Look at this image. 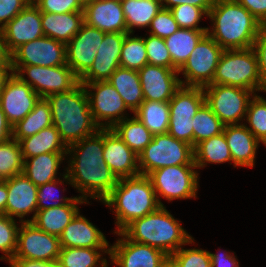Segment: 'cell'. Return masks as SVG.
Here are the masks:
<instances>
[{"instance_id":"1","label":"cell","mask_w":266,"mask_h":267,"mask_svg":"<svg viewBox=\"0 0 266 267\" xmlns=\"http://www.w3.org/2000/svg\"><path fill=\"white\" fill-rule=\"evenodd\" d=\"M103 150L104 129H99L67 149L68 167L64 171L71 185L81 194L79 197L89 204L90 198L102 202L119 181L106 164Z\"/></svg>"},{"instance_id":"2","label":"cell","mask_w":266,"mask_h":267,"mask_svg":"<svg viewBox=\"0 0 266 267\" xmlns=\"http://www.w3.org/2000/svg\"><path fill=\"white\" fill-rule=\"evenodd\" d=\"M208 18L212 27L207 34L223 50L251 48L264 27L236 0H215Z\"/></svg>"},{"instance_id":"3","label":"cell","mask_w":266,"mask_h":267,"mask_svg":"<svg viewBox=\"0 0 266 267\" xmlns=\"http://www.w3.org/2000/svg\"><path fill=\"white\" fill-rule=\"evenodd\" d=\"M46 100L51 107L53 126L67 147L100 129L93 120L89 98L82 83L67 92L49 95Z\"/></svg>"},{"instance_id":"4","label":"cell","mask_w":266,"mask_h":267,"mask_svg":"<svg viewBox=\"0 0 266 267\" xmlns=\"http://www.w3.org/2000/svg\"><path fill=\"white\" fill-rule=\"evenodd\" d=\"M180 222L165 206H160L155 212L133 220L121 232L131 241L147 244L171 256L182 246L195 243Z\"/></svg>"},{"instance_id":"5","label":"cell","mask_w":266,"mask_h":267,"mask_svg":"<svg viewBox=\"0 0 266 267\" xmlns=\"http://www.w3.org/2000/svg\"><path fill=\"white\" fill-rule=\"evenodd\" d=\"M102 203L114 210L117 227L114 233L121 232L133 220L160 207L152 182L146 175L120 178Z\"/></svg>"},{"instance_id":"6","label":"cell","mask_w":266,"mask_h":267,"mask_svg":"<svg viewBox=\"0 0 266 267\" xmlns=\"http://www.w3.org/2000/svg\"><path fill=\"white\" fill-rule=\"evenodd\" d=\"M213 84L240 87L255 93L265 85L262 82L254 50H224L213 77Z\"/></svg>"},{"instance_id":"7","label":"cell","mask_w":266,"mask_h":267,"mask_svg":"<svg viewBox=\"0 0 266 267\" xmlns=\"http://www.w3.org/2000/svg\"><path fill=\"white\" fill-rule=\"evenodd\" d=\"M195 165L194 147L169 133L153 135L152 141L138 155L140 175L167 166Z\"/></svg>"},{"instance_id":"8","label":"cell","mask_w":266,"mask_h":267,"mask_svg":"<svg viewBox=\"0 0 266 267\" xmlns=\"http://www.w3.org/2000/svg\"><path fill=\"white\" fill-rule=\"evenodd\" d=\"M196 168V165L167 166L148 175L160 206H165L160 197L169 202L174 199L197 198L199 173Z\"/></svg>"},{"instance_id":"9","label":"cell","mask_w":266,"mask_h":267,"mask_svg":"<svg viewBox=\"0 0 266 267\" xmlns=\"http://www.w3.org/2000/svg\"><path fill=\"white\" fill-rule=\"evenodd\" d=\"M203 90L205 103L225 126L243 124L249 102L256 94L240 87L218 84H209Z\"/></svg>"},{"instance_id":"10","label":"cell","mask_w":266,"mask_h":267,"mask_svg":"<svg viewBox=\"0 0 266 267\" xmlns=\"http://www.w3.org/2000/svg\"><path fill=\"white\" fill-rule=\"evenodd\" d=\"M9 68L10 72L31 86L41 98L67 92L79 83V78L67 64L53 67L28 65L9 66Z\"/></svg>"},{"instance_id":"11","label":"cell","mask_w":266,"mask_h":267,"mask_svg":"<svg viewBox=\"0 0 266 267\" xmlns=\"http://www.w3.org/2000/svg\"><path fill=\"white\" fill-rule=\"evenodd\" d=\"M82 84L89 98L93 120L100 129H112L117 123L129 117L127 116L129 109L110 83L97 81Z\"/></svg>"},{"instance_id":"12","label":"cell","mask_w":266,"mask_h":267,"mask_svg":"<svg viewBox=\"0 0 266 267\" xmlns=\"http://www.w3.org/2000/svg\"><path fill=\"white\" fill-rule=\"evenodd\" d=\"M223 49L206 34L191 52L186 63L178 70L183 86L205 87L213 84V77Z\"/></svg>"},{"instance_id":"13","label":"cell","mask_w":266,"mask_h":267,"mask_svg":"<svg viewBox=\"0 0 266 267\" xmlns=\"http://www.w3.org/2000/svg\"><path fill=\"white\" fill-rule=\"evenodd\" d=\"M61 250L59 237L38 229L32 222H21L13 259L57 261Z\"/></svg>"},{"instance_id":"14","label":"cell","mask_w":266,"mask_h":267,"mask_svg":"<svg viewBox=\"0 0 266 267\" xmlns=\"http://www.w3.org/2000/svg\"><path fill=\"white\" fill-rule=\"evenodd\" d=\"M43 66L66 65V44L43 36L24 43L9 55V66Z\"/></svg>"},{"instance_id":"15","label":"cell","mask_w":266,"mask_h":267,"mask_svg":"<svg viewBox=\"0 0 266 267\" xmlns=\"http://www.w3.org/2000/svg\"><path fill=\"white\" fill-rule=\"evenodd\" d=\"M41 97L13 72H9L0 88V107L14 126L33 109Z\"/></svg>"},{"instance_id":"16","label":"cell","mask_w":266,"mask_h":267,"mask_svg":"<svg viewBox=\"0 0 266 267\" xmlns=\"http://www.w3.org/2000/svg\"><path fill=\"white\" fill-rule=\"evenodd\" d=\"M104 34L83 23L78 33L66 44V64L79 79L92 66Z\"/></svg>"},{"instance_id":"17","label":"cell","mask_w":266,"mask_h":267,"mask_svg":"<svg viewBox=\"0 0 266 267\" xmlns=\"http://www.w3.org/2000/svg\"><path fill=\"white\" fill-rule=\"evenodd\" d=\"M114 234L120 238L110 246V264L118 267H159L168 256L155 247L129 240L122 232Z\"/></svg>"},{"instance_id":"18","label":"cell","mask_w":266,"mask_h":267,"mask_svg":"<svg viewBox=\"0 0 266 267\" xmlns=\"http://www.w3.org/2000/svg\"><path fill=\"white\" fill-rule=\"evenodd\" d=\"M2 33L4 46L9 55L20 45L45 36L40 9L31 1L2 28Z\"/></svg>"},{"instance_id":"19","label":"cell","mask_w":266,"mask_h":267,"mask_svg":"<svg viewBox=\"0 0 266 267\" xmlns=\"http://www.w3.org/2000/svg\"><path fill=\"white\" fill-rule=\"evenodd\" d=\"M7 189L8 195L4 214L11 218L18 217L19 223L31 222L38 210V187L24 173H20L7 179ZM30 213L33 216L26 220L24 217L29 216Z\"/></svg>"},{"instance_id":"20","label":"cell","mask_w":266,"mask_h":267,"mask_svg":"<svg viewBox=\"0 0 266 267\" xmlns=\"http://www.w3.org/2000/svg\"><path fill=\"white\" fill-rule=\"evenodd\" d=\"M128 33H105L90 69L79 79L80 83L107 81L120 66L123 41Z\"/></svg>"},{"instance_id":"21","label":"cell","mask_w":266,"mask_h":267,"mask_svg":"<svg viewBox=\"0 0 266 267\" xmlns=\"http://www.w3.org/2000/svg\"><path fill=\"white\" fill-rule=\"evenodd\" d=\"M138 73L145 100L169 102L181 86L175 69L146 64Z\"/></svg>"},{"instance_id":"22","label":"cell","mask_w":266,"mask_h":267,"mask_svg":"<svg viewBox=\"0 0 266 267\" xmlns=\"http://www.w3.org/2000/svg\"><path fill=\"white\" fill-rule=\"evenodd\" d=\"M103 157L118 179L140 175L138 155L113 129H104Z\"/></svg>"},{"instance_id":"23","label":"cell","mask_w":266,"mask_h":267,"mask_svg":"<svg viewBox=\"0 0 266 267\" xmlns=\"http://www.w3.org/2000/svg\"><path fill=\"white\" fill-rule=\"evenodd\" d=\"M84 23L104 33H127L122 4L117 0L84 2Z\"/></svg>"},{"instance_id":"24","label":"cell","mask_w":266,"mask_h":267,"mask_svg":"<svg viewBox=\"0 0 266 267\" xmlns=\"http://www.w3.org/2000/svg\"><path fill=\"white\" fill-rule=\"evenodd\" d=\"M61 248H110L105 235L80 211L59 236Z\"/></svg>"},{"instance_id":"25","label":"cell","mask_w":266,"mask_h":267,"mask_svg":"<svg viewBox=\"0 0 266 267\" xmlns=\"http://www.w3.org/2000/svg\"><path fill=\"white\" fill-rule=\"evenodd\" d=\"M223 133L230 149L234 168L254 167L256 153L260 142L246 127V125H227Z\"/></svg>"},{"instance_id":"26","label":"cell","mask_w":266,"mask_h":267,"mask_svg":"<svg viewBox=\"0 0 266 267\" xmlns=\"http://www.w3.org/2000/svg\"><path fill=\"white\" fill-rule=\"evenodd\" d=\"M78 204H88V202L79 196H74V198L65 205L37 210L36 216L31 222L38 229L59 237L65 227L79 212Z\"/></svg>"},{"instance_id":"27","label":"cell","mask_w":266,"mask_h":267,"mask_svg":"<svg viewBox=\"0 0 266 267\" xmlns=\"http://www.w3.org/2000/svg\"><path fill=\"white\" fill-rule=\"evenodd\" d=\"M84 23V11L68 13L41 12L44 35L67 44Z\"/></svg>"},{"instance_id":"28","label":"cell","mask_w":266,"mask_h":267,"mask_svg":"<svg viewBox=\"0 0 266 267\" xmlns=\"http://www.w3.org/2000/svg\"><path fill=\"white\" fill-rule=\"evenodd\" d=\"M66 153H45L24 160L23 173L37 187L59 179L57 175Z\"/></svg>"},{"instance_id":"29","label":"cell","mask_w":266,"mask_h":267,"mask_svg":"<svg viewBox=\"0 0 266 267\" xmlns=\"http://www.w3.org/2000/svg\"><path fill=\"white\" fill-rule=\"evenodd\" d=\"M107 82L120 94L133 114L145 100L138 71L119 66Z\"/></svg>"},{"instance_id":"30","label":"cell","mask_w":266,"mask_h":267,"mask_svg":"<svg viewBox=\"0 0 266 267\" xmlns=\"http://www.w3.org/2000/svg\"><path fill=\"white\" fill-rule=\"evenodd\" d=\"M23 160L45 153H67L58 130L51 125L19 141Z\"/></svg>"},{"instance_id":"31","label":"cell","mask_w":266,"mask_h":267,"mask_svg":"<svg viewBox=\"0 0 266 267\" xmlns=\"http://www.w3.org/2000/svg\"><path fill=\"white\" fill-rule=\"evenodd\" d=\"M206 34L207 30L180 28L171 36L164 38L171 55L172 69L179 70L186 63L191 52Z\"/></svg>"},{"instance_id":"32","label":"cell","mask_w":266,"mask_h":267,"mask_svg":"<svg viewBox=\"0 0 266 267\" xmlns=\"http://www.w3.org/2000/svg\"><path fill=\"white\" fill-rule=\"evenodd\" d=\"M51 125L53 122L50 104L46 98H40L34 109L12 126V138L19 142Z\"/></svg>"},{"instance_id":"33","label":"cell","mask_w":266,"mask_h":267,"mask_svg":"<svg viewBox=\"0 0 266 267\" xmlns=\"http://www.w3.org/2000/svg\"><path fill=\"white\" fill-rule=\"evenodd\" d=\"M127 33L134 34V28H149L151 21L162 8L160 0L121 1Z\"/></svg>"},{"instance_id":"34","label":"cell","mask_w":266,"mask_h":267,"mask_svg":"<svg viewBox=\"0 0 266 267\" xmlns=\"http://www.w3.org/2000/svg\"><path fill=\"white\" fill-rule=\"evenodd\" d=\"M226 162H230L231 165L233 160L223 132L199 142L194 147V163L197 169L207 167L205 165L208 163L222 164Z\"/></svg>"},{"instance_id":"35","label":"cell","mask_w":266,"mask_h":267,"mask_svg":"<svg viewBox=\"0 0 266 267\" xmlns=\"http://www.w3.org/2000/svg\"><path fill=\"white\" fill-rule=\"evenodd\" d=\"M204 103L203 87L181 85L169 101L170 118H193Z\"/></svg>"},{"instance_id":"36","label":"cell","mask_w":266,"mask_h":267,"mask_svg":"<svg viewBox=\"0 0 266 267\" xmlns=\"http://www.w3.org/2000/svg\"><path fill=\"white\" fill-rule=\"evenodd\" d=\"M105 253L110 248H61L57 261L59 267H108Z\"/></svg>"},{"instance_id":"37","label":"cell","mask_w":266,"mask_h":267,"mask_svg":"<svg viewBox=\"0 0 266 267\" xmlns=\"http://www.w3.org/2000/svg\"><path fill=\"white\" fill-rule=\"evenodd\" d=\"M133 115L153 135L168 133L170 123L169 102L144 100Z\"/></svg>"},{"instance_id":"38","label":"cell","mask_w":266,"mask_h":267,"mask_svg":"<svg viewBox=\"0 0 266 267\" xmlns=\"http://www.w3.org/2000/svg\"><path fill=\"white\" fill-rule=\"evenodd\" d=\"M112 129L137 155H139L153 139V134L135 115L120 121Z\"/></svg>"},{"instance_id":"39","label":"cell","mask_w":266,"mask_h":267,"mask_svg":"<svg viewBox=\"0 0 266 267\" xmlns=\"http://www.w3.org/2000/svg\"><path fill=\"white\" fill-rule=\"evenodd\" d=\"M193 147L199 142L223 132L225 125L204 103L193 116Z\"/></svg>"},{"instance_id":"40","label":"cell","mask_w":266,"mask_h":267,"mask_svg":"<svg viewBox=\"0 0 266 267\" xmlns=\"http://www.w3.org/2000/svg\"><path fill=\"white\" fill-rule=\"evenodd\" d=\"M128 33L123 41L120 66L130 70L139 71L148 64L144 37L132 36Z\"/></svg>"},{"instance_id":"41","label":"cell","mask_w":266,"mask_h":267,"mask_svg":"<svg viewBox=\"0 0 266 267\" xmlns=\"http://www.w3.org/2000/svg\"><path fill=\"white\" fill-rule=\"evenodd\" d=\"M24 160L20 144L15 139L0 143V180L23 173Z\"/></svg>"},{"instance_id":"42","label":"cell","mask_w":266,"mask_h":267,"mask_svg":"<svg viewBox=\"0 0 266 267\" xmlns=\"http://www.w3.org/2000/svg\"><path fill=\"white\" fill-rule=\"evenodd\" d=\"M244 124L266 146V101L265 98L255 94L250 100Z\"/></svg>"},{"instance_id":"43","label":"cell","mask_w":266,"mask_h":267,"mask_svg":"<svg viewBox=\"0 0 266 267\" xmlns=\"http://www.w3.org/2000/svg\"><path fill=\"white\" fill-rule=\"evenodd\" d=\"M20 224L16 219L0 214V260L8 263L13 259L17 248V236Z\"/></svg>"},{"instance_id":"44","label":"cell","mask_w":266,"mask_h":267,"mask_svg":"<svg viewBox=\"0 0 266 267\" xmlns=\"http://www.w3.org/2000/svg\"><path fill=\"white\" fill-rule=\"evenodd\" d=\"M63 176V180L57 179L55 181L49 182V183H45L44 185L38 186V194H37V199H38V204H37V208L38 210H44V209H48L51 207H59L62 205H65L67 203H69L74 197H65V196H61L59 197L58 195H56V191L58 192L59 188L57 187V185H64V182L66 184L71 185V182L69 180V178L66 175V172H63V174L60 173V176ZM47 201H49L47 203ZM53 201V202H52ZM52 202V203H51Z\"/></svg>"},{"instance_id":"45","label":"cell","mask_w":266,"mask_h":267,"mask_svg":"<svg viewBox=\"0 0 266 267\" xmlns=\"http://www.w3.org/2000/svg\"><path fill=\"white\" fill-rule=\"evenodd\" d=\"M170 11L180 28L193 30L208 29V27H200L198 25L201 19L204 18L203 16L208 17V13L203 8L190 4H181L174 6Z\"/></svg>"},{"instance_id":"46","label":"cell","mask_w":266,"mask_h":267,"mask_svg":"<svg viewBox=\"0 0 266 267\" xmlns=\"http://www.w3.org/2000/svg\"><path fill=\"white\" fill-rule=\"evenodd\" d=\"M148 64L172 69L171 55L166 47L164 38L149 34L144 38Z\"/></svg>"},{"instance_id":"47","label":"cell","mask_w":266,"mask_h":267,"mask_svg":"<svg viewBox=\"0 0 266 267\" xmlns=\"http://www.w3.org/2000/svg\"><path fill=\"white\" fill-rule=\"evenodd\" d=\"M171 257L179 267H211L209 251L203 249L181 247Z\"/></svg>"},{"instance_id":"48","label":"cell","mask_w":266,"mask_h":267,"mask_svg":"<svg viewBox=\"0 0 266 267\" xmlns=\"http://www.w3.org/2000/svg\"><path fill=\"white\" fill-rule=\"evenodd\" d=\"M148 32L159 38H166L171 36L180 27L178 23L174 20V17L167 8H161L155 18L151 21Z\"/></svg>"},{"instance_id":"49","label":"cell","mask_w":266,"mask_h":267,"mask_svg":"<svg viewBox=\"0 0 266 267\" xmlns=\"http://www.w3.org/2000/svg\"><path fill=\"white\" fill-rule=\"evenodd\" d=\"M41 12L68 13L84 11L83 0H32Z\"/></svg>"},{"instance_id":"50","label":"cell","mask_w":266,"mask_h":267,"mask_svg":"<svg viewBox=\"0 0 266 267\" xmlns=\"http://www.w3.org/2000/svg\"><path fill=\"white\" fill-rule=\"evenodd\" d=\"M193 118H170L168 133L193 146Z\"/></svg>"},{"instance_id":"51","label":"cell","mask_w":266,"mask_h":267,"mask_svg":"<svg viewBox=\"0 0 266 267\" xmlns=\"http://www.w3.org/2000/svg\"><path fill=\"white\" fill-rule=\"evenodd\" d=\"M32 0H0V29L11 21Z\"/></svg>"},{"instance_id":"52","label":"cell","mask_w":266,"mask_h":267,"mask_svg":"<svg viewBox=\"0 0 266 267\" xmlns=\"http://www.w3.org/2000/svg\"><path fill=\"white\" fill-rule=\"evenodd\" d=\"M252 49L257 57L260 78L266 86V27H263L260 30L254 41Z\"/></svg>"},{"instance_id":"53","label":"cell","mask_w":266,"mask_h":267,"mask_svg":"<svg viewBox=\"0 0 266 267\" xmlns=\"http://www.w3.org/2000/svg\"><path fill=\"white\" fill-rule=\"evenodd\" d=\"M266 27V0H236Z\"/></svg>"},{"instance_id":"54","label":"cell","mask_w":266,"mask_h":267,"mask_svg":"<svg viewBox=\"0 0 266 267\" xmlns=\"http://www.w3.org/2000/svg\"><path fill=\"white\" fill-rule=\"evenodd\" d=\"M220 252V251H219ZM211 267H240V263L235 255L230 251L221 253H211Z\"/></svg>"},{"instance_id":"55","label":"cell","mask_w":266,"mask_h":267,"mask_svg":"<svg viewBox=\"0 0 266 267\" xmlns=\"http://www.w3.org/2000/svg\"><path fill=\"white\" fill-rule=\"evenodd\" d=\"M162 7L171 9L176 5L190 4L200 8H203L207 13L214 5L215 0H160Z\"/></svg>"},{"instance_id":"56","label":"cell","mask_w":266,"mask_h":267,"mask_svg":"<svg viewBox=\"0 0 266 267\" xmlns=\"http://www.w3.org/2000/svg\"><path fill=\"white\" fill-rule=\"evenodd\" d=\"M11 267H59L58 261H36L28 259H12Z\"/></svg>"},{"instance_id":"57","label":"cell","mask_w":266,"mask_h":267,"mask_svg":"<svg viewBox=\"0 0 266 267\" xmlns=\"http://www.w3.org/2000/svg\"><path fill=\"white\" fill-rule=\"evenodd\" d=\"M12 138V125L8 122L6 115L0 107V143Z\"/></svg>"},{"instance_id":"58","label":"cell","mask_w":266,"mask_h":267,"mask_svg":"<svg viewBox=\"0 0 266 267\" xmlns=\"http://www.w3.org/2000/svg\"><path fill=\"white\" fill-rule=\"evenodd\" d=\"M7 195H8L7 179L0 180V214H4L7 202Z\"/></svg>"},{"instance_id":"59","label":"cell","mask_w":266,"mask_h":267,"mask_svg":"<svg viewBox=\"0 0 266 267\" xmlns=\"http://www.w3.org/2000/svg\"><path fill=\"white\" fill-rule=\"evenodd\" d=\"M0 64H9V54L6 52L3 40V33L0 29Z\"/></svg>"},{"instance_id":"60","label":"cell","mask_w":266,"mask_h":267,"mask_svg":"<svg viewBox=\"0 0 266 267\" xmlns=\"http://www.w3.org/2000/svg\"><path fill=\"white\" fill-rule=\"evenodd\" d=\"M10 72L9 64H0V88L5 76Z\"/></svg>"},{"instance_id":"61","label":"cell","mask_w":266,"mask_h":267,"mask_svg":"<svg viewBox=\"0 0 266 267\" xmlns=\"http://www.w3.org/2000/svg\"><path fill=\"white\" fill-rule=\"evenodd\" d=\"M159 267H179L171 256H167Z\"/></svg>"},{"instance_id":"62","label":"cell","mask_w":266,"mask_h":267,"mask_svg":"<svg viewBox=\"0 0 266 267\" xmlns=\"http://www.w3.org/2000/svg\"><path fill=\"white\" fill-rule=\"evenodd\" d=\"M260 92H265L266 93V86ZM265 101H266V99H265Z\"/></svg>"}]
</instances>
